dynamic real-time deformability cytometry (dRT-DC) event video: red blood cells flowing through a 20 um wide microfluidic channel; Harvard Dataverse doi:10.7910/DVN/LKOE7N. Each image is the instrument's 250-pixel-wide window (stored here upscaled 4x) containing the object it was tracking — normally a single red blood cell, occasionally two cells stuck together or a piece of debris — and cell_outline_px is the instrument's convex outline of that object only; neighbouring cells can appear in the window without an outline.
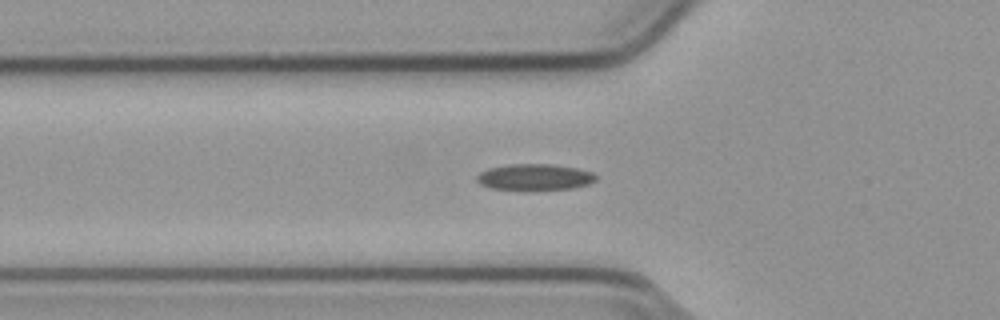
{"species": "common noctule bat (a hibernating species)", "species_latin": "Nyctalus noctula", "temperature_condition": "cold", "stored_images_in_passage": 47, "camera_frame_rate_fps": 3000, "um_per_image_px": 0.085, "animal": {"sex": "male", "body_mass_g": 23.1, "forearm_length_mm": 52.7}, "frame": {"image": 1, "passage_image": 18, "time_ms": 5.667, "image_size_px": [1000, 320], "cell_outline_px": [[596, 180], [588, 184], [572, 188], [528, 192], [488, 188], [480, 184], [476, 180], [476, 176], [480, 172], [488, 168], [512, 164], [552, 164], [576, 168], [592, 172], [596, 176]], "centroid_in_image_um": [45.4, 15.09], "position_along_channel_um": 80.4, "area_um2": 18.84}}
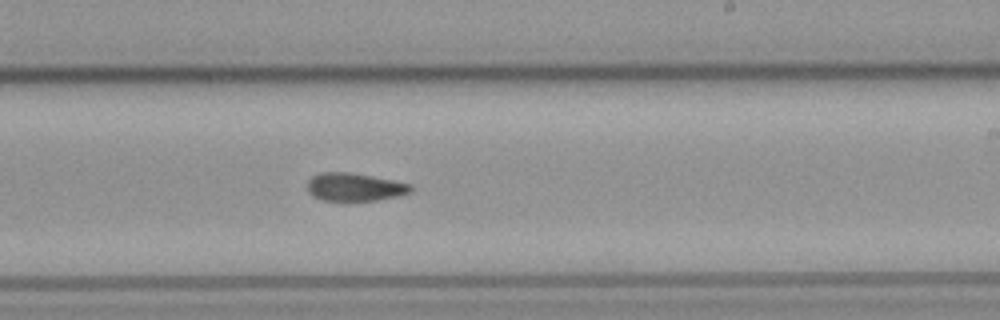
{"frame": {"image": 2, "passage_image": 32, "time_ms": 10.333, "image_size_px": [1000, 320], "cell_outline_px": [[412, 192], [396, 196], [376, 200], [352, 204], [324, 200], [312, 196], [308, 192], [308, 180], [312, 176], [320, 172], [348, 172], [372, 176], [412, 184]], "centroid_in_image_um": [30.12, 15.94], "position_along_channel_um": 258.9, "area_um2": 17.51}}
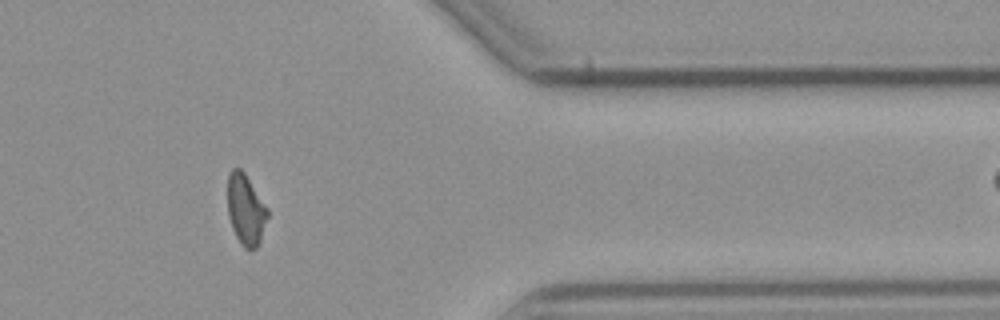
{"frame": {"image": 3, "passage_image": 44, "time_ms": 14.333, "image_size_px": [1000, 320], "cell_outline_px": [[268, 216], [260, 244], [256, 248], [244, 248], [240, 244], [232, 228], [228, 216], [228, 172], [232, 168], [240, 168], [244, 172], [268, 208]], "centroid_in_image_um": [20.89, 17.82], "position_along_channel_um": 390.5, "area_um2": 16.59}}